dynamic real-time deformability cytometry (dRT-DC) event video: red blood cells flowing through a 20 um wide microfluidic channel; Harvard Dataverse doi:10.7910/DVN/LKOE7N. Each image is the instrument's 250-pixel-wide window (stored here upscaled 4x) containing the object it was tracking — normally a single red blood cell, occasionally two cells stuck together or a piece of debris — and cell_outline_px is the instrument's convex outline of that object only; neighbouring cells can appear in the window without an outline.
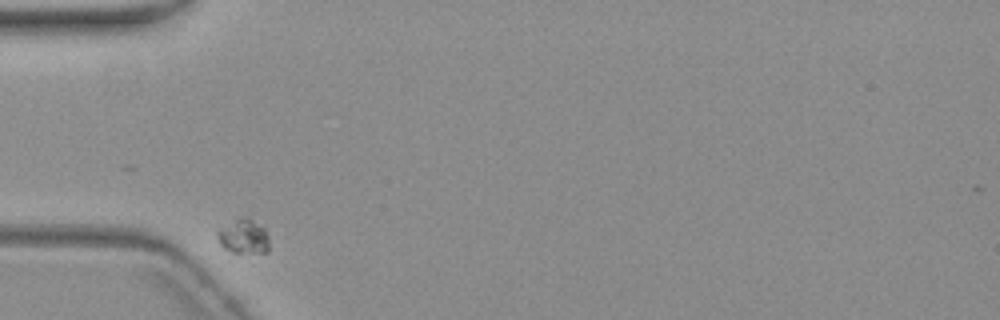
{"species": "common noctule bat (a hibernating species)", "species_latin": "Nyctalus noctula", "temperature_condition": "warm", "stored_images_in_passage": 7, "camera_frame_rate_fps": 3000, "um_per_image_px": 0.085, "animal": {"sex": "female", "body_mass_g": 19.3, "forearm_length_mm": 54.1}, "frame": {"image": 1, "passage_image": 1, "time_ms": 0.0, "image_size_px": [1000, 320], "cell_outline_px": [[268, 252], [232, 252], [224, 248], [220, 244], [216, 236], [216, 232], [220, 228], [240, 216], [244, 216], [252, 220], [264, 228], [268, 232]], "centroid_in_image_um": [20.69, 20.08], "position_along_channel_um": 64.3, "area_um2": 10.4}}
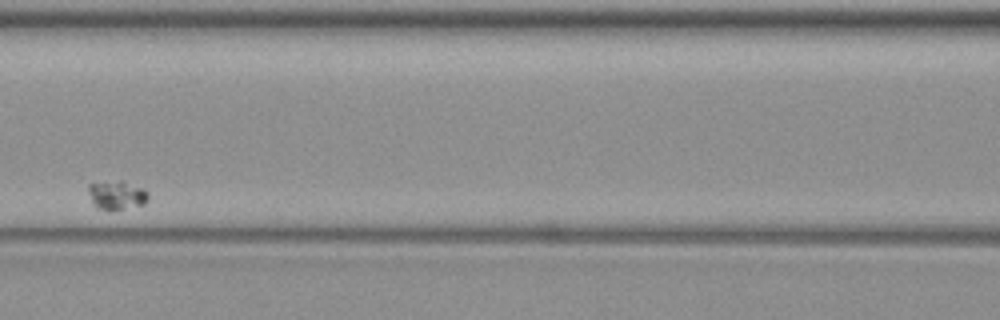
{"frame": {"image": 2, "passage_image": 4, "time_ms": 3.667, "image_size_px": [1000, 320], "cell_outline_px": [[148, 200], [144, 204], [108, 212], [96, 208], [88, 192], [88, 184], [120, 180], [124, 180], [144, 188], [148, 192]], "centroid_in_image_um": [9.94, 16.59], "position_along_channel_um": 156.7, "area_um2": 10.35}}
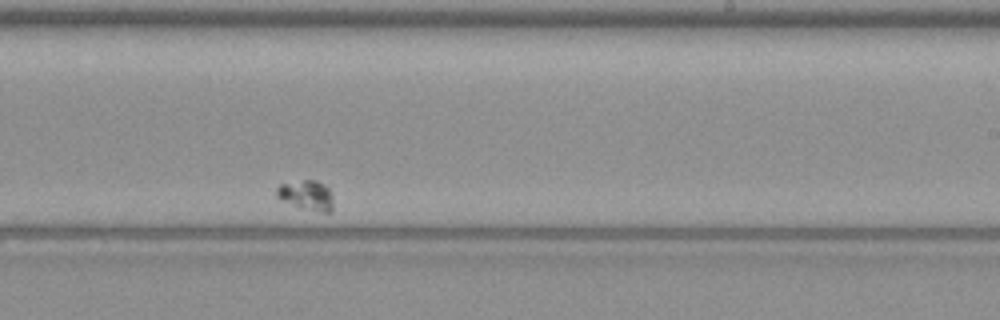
{"frame": {"image": 3, "passage_image": 7, "time_ms": 7.667, "image_size_px": [1000, 320], "cell_outline_px": [[332, 212], [324, 212], [296, 208], [280, 200], [276, 196], [276, 188], [280, 184], [304, 180], [316, 180], [324, 184], [332, 192]], "centroid_in_image_um": [26.03, 16.61], "position_along_channel_um": 263.0, "area_um2": 10.12}}